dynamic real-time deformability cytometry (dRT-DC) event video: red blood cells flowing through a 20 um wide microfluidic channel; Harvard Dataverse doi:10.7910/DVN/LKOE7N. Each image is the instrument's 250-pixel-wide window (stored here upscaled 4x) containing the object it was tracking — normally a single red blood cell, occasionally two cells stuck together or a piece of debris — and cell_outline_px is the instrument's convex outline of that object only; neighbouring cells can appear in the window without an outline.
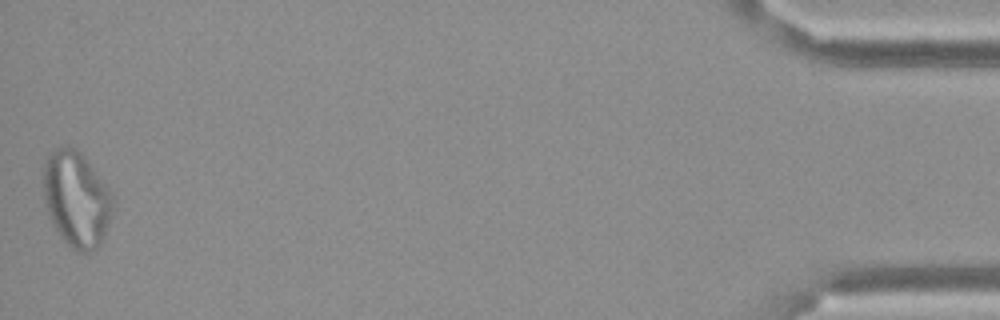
{"species": "Egyptian fruit bat (a non-hibernating species)", "species_latin": "Rousettus aegyptiacus", "temperature_condition": "cold", "stored_images_in_passage": 45, "camera_frame_rate_fps": 3000, "um_per_image_px": 0.085, "frame": {"image": 1, "passage_image": 45, "time_ms": 14.667, "image_size_px": [1000, 320], "cell_outline_px": [[116, 208], [104, 236], [100, 244], [96, 248], [88, 252], [76, 252], [64, 240], [52, 224], [44, 204], [44, 164], [48, 152], [56, 148], [68, 144], [76, 148], [80, 152], [116, 196]], "centroid_in_image_um": [6.54, 16.91], "position_along_channel_um": 428.7, "area_um2": 39.48}}